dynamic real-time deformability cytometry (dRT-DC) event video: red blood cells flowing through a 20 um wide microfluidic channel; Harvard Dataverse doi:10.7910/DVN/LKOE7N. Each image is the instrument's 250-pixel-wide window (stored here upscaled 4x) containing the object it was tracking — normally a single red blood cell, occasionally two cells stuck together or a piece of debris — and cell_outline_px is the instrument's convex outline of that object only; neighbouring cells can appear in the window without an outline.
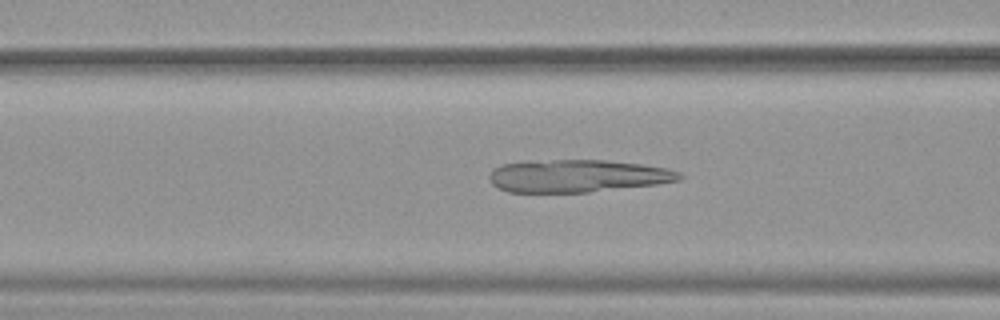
{"species": "common noctule bat (a hibernating species)", "species_latin": "Nyctalus noctula", "temperature_condition": "warm", "stored_images_in_passage": 45, "camera_frame_rate_fps": 3000, "um_per_image_px": 0.085, "animal": {"sex": "female", "body_mass_g": 19.9}, "frame": {"image": 1, "passage_image": 14, "time_ms": 4.333, "image_size_px": [1000, 320], "cell_outline_px": [[684, 176], [680, 180], [656, 184], [588, 192], [508, 192], [492, 184], [488, 176], [500, 164], [552, 160], [604, 160], [644, 164], [668, 168], [680, 172]], "centroid_in_image_um": [49.14, 14.95], "position_along_channel_um": 117.5, "area_um2": 35.89}}
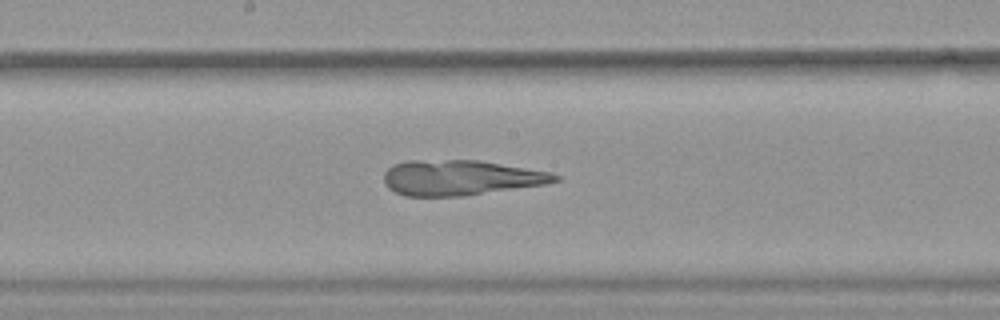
{"frame": {"image": 2, "passage_image": 21, "time_ms": 6.667, "image_size_px": [1000, 320], "cell_outline_px": [[560, 180], [548, 184], [464, 196], [404, 196], [388, 188], [384, 180], [384, 172], [392, 164], [408, 160], [476, 160], [552, 172], [560, 176]], "centroid_in_image_um": [39.16, 15.11], "position_along_channel_um": 209.0, "area_um2": 35.32}}
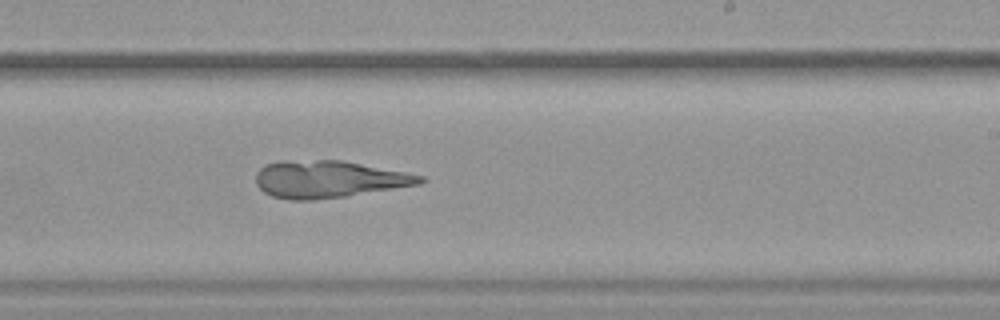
{"frame": {"image": 3, "passage_image": 25, "time_ms": 8.0, "image_size_px": [1000, 320], "cell_outline_px": [[428, 180], [420, 184], [344, 196], [312, 200], [288, 200], [272, 196], [264, 192], [256, 184], [256, 172], [264, 164], [280, 160], [344, 160], [424, 176]], "centroid_in_image_um": [27.9, 15.22], "position_along_channel_um": 261.1, "area_um2": 35.6}}